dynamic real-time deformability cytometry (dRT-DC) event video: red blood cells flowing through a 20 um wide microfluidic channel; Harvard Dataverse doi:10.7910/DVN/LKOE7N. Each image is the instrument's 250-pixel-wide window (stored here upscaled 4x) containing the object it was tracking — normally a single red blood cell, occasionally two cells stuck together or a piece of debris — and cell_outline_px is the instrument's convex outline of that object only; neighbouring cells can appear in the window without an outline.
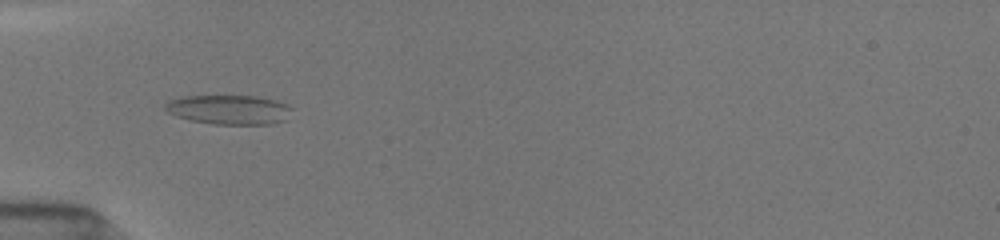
{"species": "common noctule bat (a hibernating species)", "species_latin": "Nyctalus noctula", "temperature_condition": "room temperature", "stored_images_in_passage": 44, "camera_frame_rate_fps": 3000, "um_per_image_px": 0.085, "animal": {"sex": "female", "body_mass_g": 19.5, "forearm_length_mm": 54.1}, "frame": {"image": 1, "passage_image": 4, "time_ms": 1.0, "image_size_px": [1000, 240], "cell_outline_px": [[292, 108], [288, 120], [272, 124], [212, 124], [188, 120], [176, 116], [168, 112], [164, 108], [164, 104], [168, 100], [184, 96], [260, 96], [276, 100]], "centroid_in_image_um": [19.47, 9.32], "position_along_channel_um": 65.5, "area_um2": 21.96}}
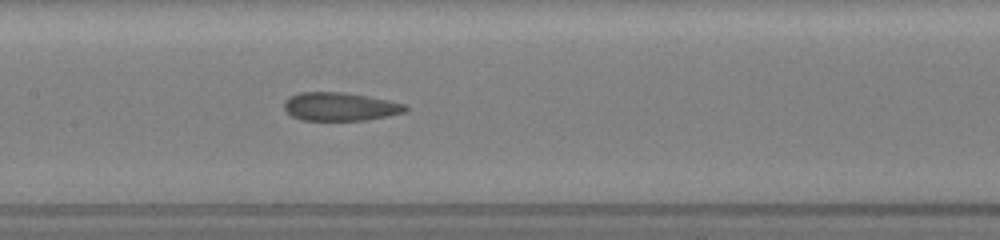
{"frame": {"image": 2, "passage_image": 14, "time_ms": 4.0, "image_size_px": [1000, 240], "cell_outline_px": [[408, 108], [404, 112], [388, 116], [368, 120], [304, 120], [292, 116], [284, 108], [284, 100], [288, 96], [300, 92], [344, 92], [368, 96], [388, 100], [404, 104]], "centroid_in_image_um": [28.89, 9.05], "position_along_channel_um": 178.5, "area_um2": 20.06}}
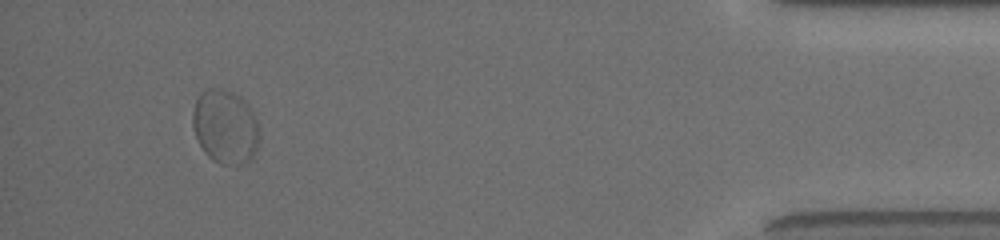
{"frame": {"image": 3, "passage_image": 40, "time_ms": 11.667, "image_size_px": [1000, 240], "cell_outline_px": [[260, 136], [256, 152], [252, 160], [240, 164], [220, 164], [212, 160], [204, 152], [196, 136], [192, 124], [192, 112], [196, 100], [200, 92], [208, 88], [224, 88], [240, 96], [248, 104], [260, 128]], "centroid_in_image_um": [19.16, 10.77], "position_along_channel_um": 416.0, "area_um2": 29.19}, "authors_computed_cell_mechanics": {"area_um2": 21.3282, "velocity_mm_per_s": 3.8675, "shape_relaxation_time_tau1_ms": 9.7129, "shape_relaxation_time_tau2_ms": 0.8764, "deformation_change_tau1": 0.1775, "deformation_change_tau2": 0.0672}}